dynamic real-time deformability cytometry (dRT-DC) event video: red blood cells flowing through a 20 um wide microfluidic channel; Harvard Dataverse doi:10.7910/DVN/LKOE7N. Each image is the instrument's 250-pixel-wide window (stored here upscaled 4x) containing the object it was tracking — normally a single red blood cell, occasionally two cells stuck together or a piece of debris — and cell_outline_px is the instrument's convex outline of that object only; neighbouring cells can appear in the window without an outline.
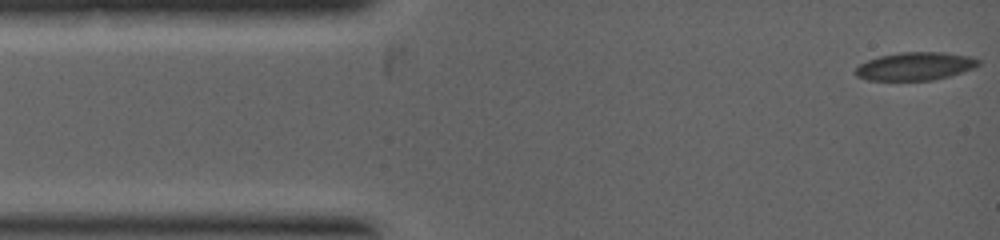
{"species": "common noctule bat (a hibernating species)", "species_latin": "Nyctalus noctula", "temperature_condition": "warm", "stored_images_in_passage": 3, "segment_of_instrument_passage": [1, 2], "camera_frame_rate_fps": 5000, "um_per_image_px": 0.085, "animal": {"sex": "female", "body_mass_g": 19.0, "forearm_length_mm": 53.3}, "frame": {"image": 1, "passage_image": 1, "time_ms": 0.0, "image_size_px": [1000, 240], "cell_outline_px": [[980, 64], [972, 68], [948, 76], [932, 80], [868, 80], [856, 76], [856, 68], [860, 64], [868, 60], [880, 56], [900, 52], [944, 52], [968, 56], [980, 60]], "centroid_in_image_um": [77.77, 5.62], "position_along_channel_um": 7.2, "area_um2": 19.83}}